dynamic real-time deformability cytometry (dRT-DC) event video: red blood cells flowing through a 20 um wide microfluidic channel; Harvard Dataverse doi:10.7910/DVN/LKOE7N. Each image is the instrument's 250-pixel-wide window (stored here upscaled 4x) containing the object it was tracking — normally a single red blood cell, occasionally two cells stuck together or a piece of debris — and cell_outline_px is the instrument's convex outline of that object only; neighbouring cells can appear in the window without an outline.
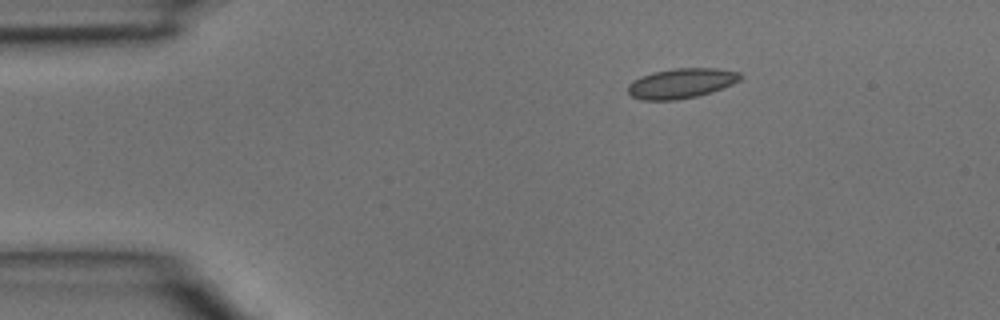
{"species": "common noctule bat (a hibernating species)", "species_latin": "Nyctalus noctula", "temperature_condition": "room temperature", "stored_images_in_passage": 4, "camera_frame_rate_fps": 3000, "um_per_image_px": 0.085, "animal": {"sex": "male", "body_mass_g": 15.6}, "frame": {"image": 1, "passage_image": 4, "time_ms": 1.0, "image_size_px": [1000, 320], "cell_outline_px": [[744, 76], [740, 80], [732, 84], [696, 96], [676, 100], [644, 100], [632, 96], [628, 92], [628, 84], [632, 80], [640, 76], [652, 72], [672, 68], [716, 68], [740, 72]], "centroid_in_image_um": [57.89, 7.06], "position_along_channel_um": 27.1, "area_um2": 19.59}}